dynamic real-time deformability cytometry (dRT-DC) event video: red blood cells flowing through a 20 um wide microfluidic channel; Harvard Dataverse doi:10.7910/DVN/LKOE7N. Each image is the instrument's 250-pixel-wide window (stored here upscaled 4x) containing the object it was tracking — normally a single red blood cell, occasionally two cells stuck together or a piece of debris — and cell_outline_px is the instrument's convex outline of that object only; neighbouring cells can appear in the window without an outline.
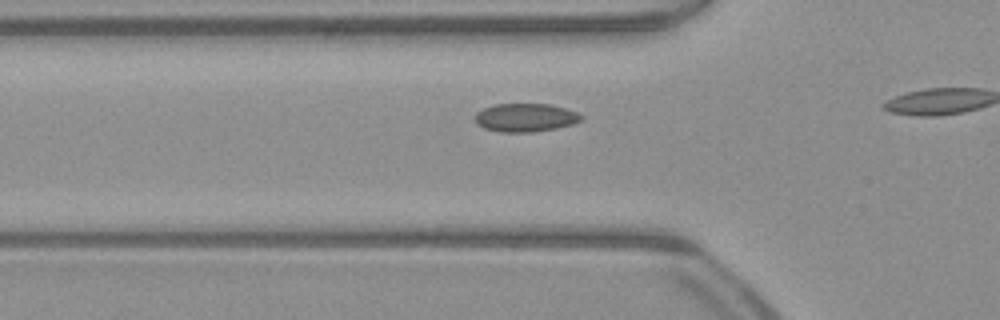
{"species": "common noctule bat (a hibernating species)", "species_latin": "Nyctalus noctula", "temperature_condition": "warm", "stored_images_in_passage": 17, "camera_frame_rate_fps": 3000, "um_per_image_px": 0.085, "animal": {"sex": "male", "body_mass_g": 23.1, "forearm_length_mm": 52.7}, "frame": {"image": 1, "passage_image": 12, "time_ms": 3.667, "image_size_px": [1000, 320], "cell_outline_px": [[584, 116], [580, 120], [572, 124], [556, 128], [532, 132], [500, 132], [484, 128], [476, 124], [476, 112], [484, 108], [496, 104], [548, 104], [564, 108], [576, 112]], "centroid_in_image_um": [44.64, 10.0], "position_along_channel_um": 81.2, "area_um2": 17.4}}
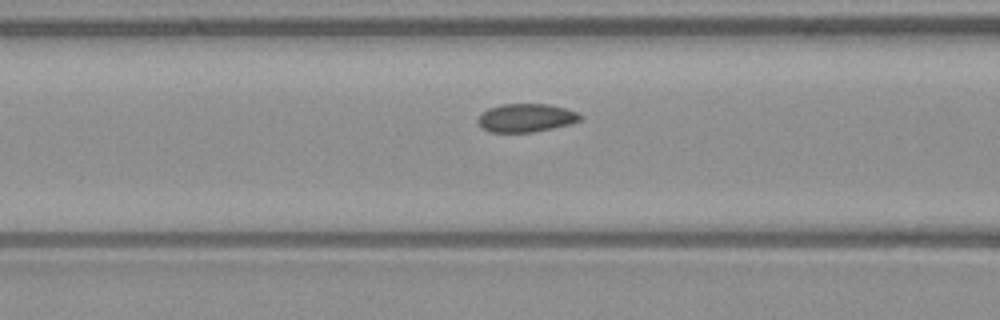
{"frame": {"image": 2, "passage_image": 15, "time_ms": 4.667, "image_size_px": [1000, 320], "cell_outline_px": [[584, 116], [580, 120], [568, 124], [552, 128], [532, 132], [488, 132], [476, 120], [488, 108], [500, 104], [548, 104], [564, 108], [576, 112]], "centroid_in_image_um": [44.71, 10.01], "position_along_channel_um": 121.9, "area_um2": 16.7}}